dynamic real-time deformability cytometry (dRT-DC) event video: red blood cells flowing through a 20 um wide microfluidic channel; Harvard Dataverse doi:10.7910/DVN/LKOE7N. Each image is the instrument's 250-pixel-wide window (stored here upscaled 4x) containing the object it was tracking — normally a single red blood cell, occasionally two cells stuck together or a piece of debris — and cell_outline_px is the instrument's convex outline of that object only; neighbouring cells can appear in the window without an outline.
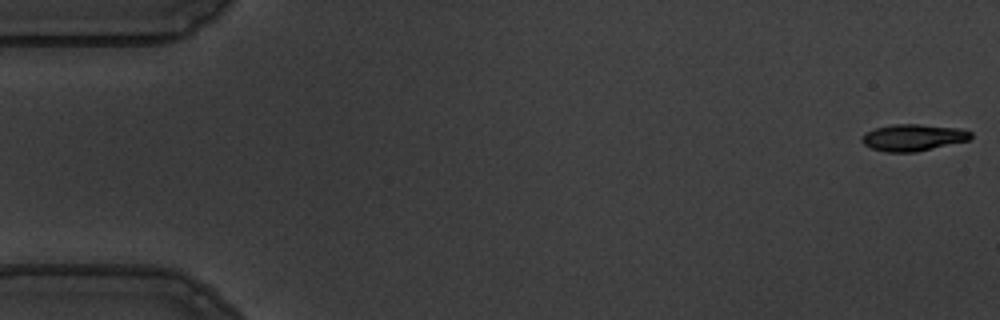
{"species": "common noctule bat (a hibernating species)", "species_latin": "Nyctalus noctula", "temperature_condition": "warm", "stored_images_in_passage": 55, "camera_frame_rate_fps": 3000, "um_per_image_px": 0.085, "animal": {"sex": "male", "body_mass_g": 19.5, "forearm_length_mm": 54.6}, "frame": {"image": 1, "passage_image": 1, "time_ms": 0.0, "image_size_px": [1000, 320], "cell_outline_px": [[972, 136], [968, 140], [916, 152], [884, 152], [872, 148], [864, 144], [860, 140], [864, 132], [876, 128], [892, 124], [920, 124], [960, 128], [972, 132]], "centroid_in_image_um": [77.59, 11.68], "position_along_channel_um": 7.4, "area_um2": 16.99}}
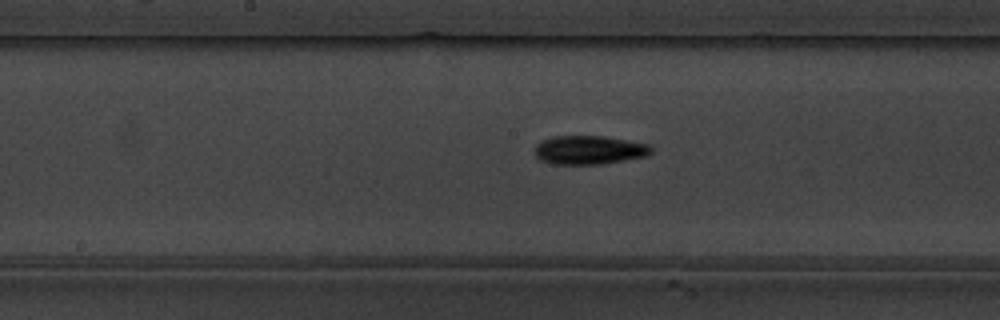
{"frame": {"image": 2, "passage_image": 28, "time_ms": 9.0, "image_size_px": [1000, 320], "cell_outline_px": [[652, 152], [644, 156], [624, 160], [600, 164], [552, 164], [540, 160], [536, 156], [536, 144], [540, 140], [552, 136], [604, 136], [628, 140], [648, 144], [652, 148]], "centroid_in_image_um": [50.04, 12.74], "position_along_channel_um": 198.2, "area_um2": 19.48}}
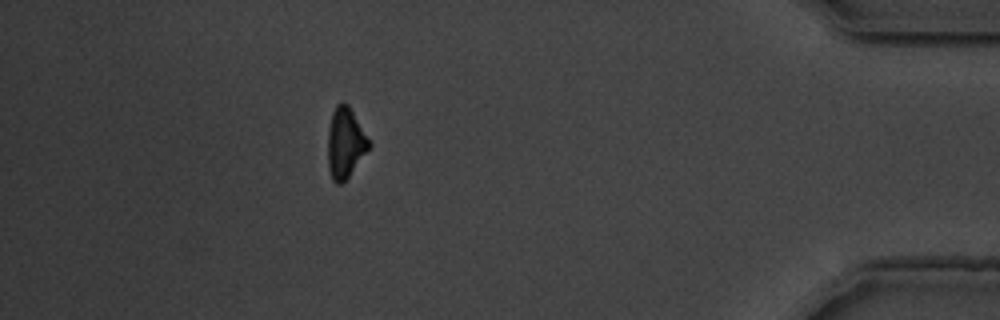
{"frame": {"image": 3, "passage_image": 49, "time_ms": 16.0, "image_size_px": [1000, 320], "cell_outline_px": [[372, 148], [348, 176], [340, 184], [336, 184], [332, 180], [328, 168], [328, 128], [332, 112], [336, 104], [344, 100], [348, 104], [372, 144]], "centroid_in_image_um": [29.36, 12.13], "position_along_channel_um": 405.8, "area_um2": 17.17}, "authors_computed_cell_mechanics": {"area_um2": 17.9758, "velocity_mm_per_s": 3.6803, "shape_relaxation_time_tau1_ms": 3.756, "shape_relaxation_time_tau2_ms": 11.2829, "deformation_change_tau1": 0.1455, "deformation_change_tau2": 0.2034}}